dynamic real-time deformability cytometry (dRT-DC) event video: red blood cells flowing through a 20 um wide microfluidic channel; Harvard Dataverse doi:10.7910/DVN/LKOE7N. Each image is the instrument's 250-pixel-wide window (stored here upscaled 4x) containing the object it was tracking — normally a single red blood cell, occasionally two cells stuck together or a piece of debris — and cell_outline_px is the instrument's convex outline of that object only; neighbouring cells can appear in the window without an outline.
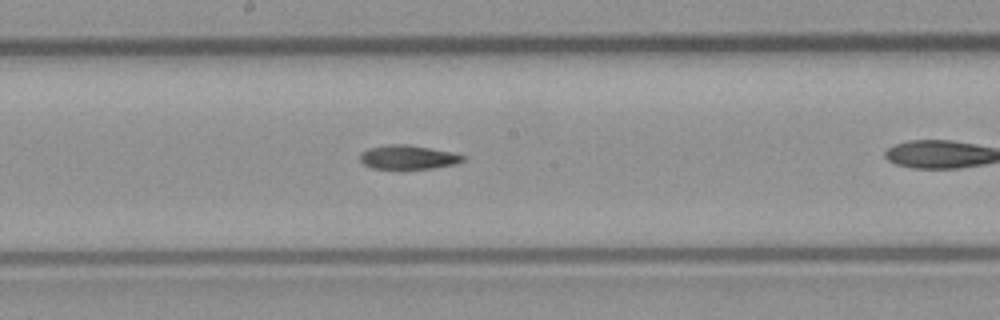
{"species": "common noctule bat (a hibernating species)", "species_latin": "Nyctalus noctula", "temperature_condition": "room temperature", "stored_images_in_passage": 28, "camera_frame_rate_fps": 3000, "um_per_image_px": 0.085, "animal": {"sex": "male", "body_mass_g": 23.1, "forearm_length_mm": 52.7}, "frame": {"image": 1, "passage_image": 15, "time_ms": 4.667, "image_size_px": [1000, 320], "cell_outline_px": [[464, 160], [452, 164], [432, 168], [372, 168], [364, 164], [360, 160], [360, 152], [368, 148], [388, 144], [408, 144], [452, 152], [464, 156]], "centroid_in_image_um": [34.63, 13.34], "position_along_channel_um": 213.6, "area_um2": 14.16}}
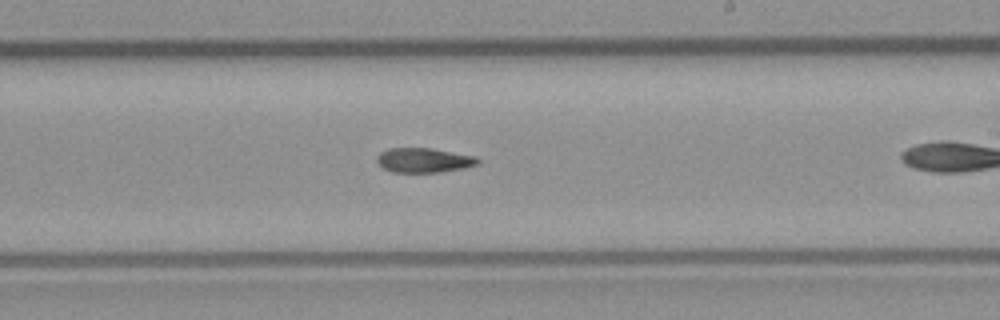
{"frame": {"image": 2, "passage_image": 18, "time_ms": 5.667, "image_size_px": [1000, 320], "cell_outline_px": [[480, 160], [476, 164], [464, 168], [440, 172], [392, 172], [384, 168], [376, 160], [376, 156], [380, 152], [388, 148], [432, 148], [476, 156]], "centroid_in_image_um": [36.02, 13.61], "position_along_channel_um": 253.0, "area_um2": 14.45}}
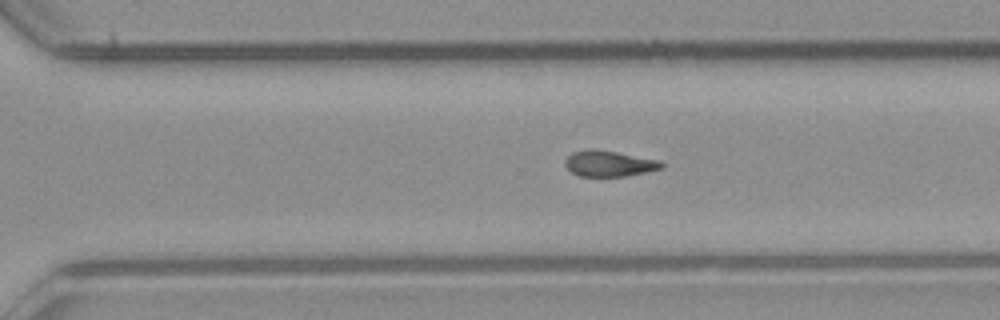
{"frame": {"image": 3, "passage_image": 23, "time_ms": 7.333, "image_size_px": [1000, 320], "cell_outline_px": [[664, 168], [624, 176], [580, 176], [572, 172], [564, 164], [564, 160], [572, 152], [588, 148], [592, 148], [616, 152], [656, 160], [664, 164]], "centroid_in_image_um": [51.72, 13.89], "position_along_channel_um": 318.9, "area_um2": 14.33}}